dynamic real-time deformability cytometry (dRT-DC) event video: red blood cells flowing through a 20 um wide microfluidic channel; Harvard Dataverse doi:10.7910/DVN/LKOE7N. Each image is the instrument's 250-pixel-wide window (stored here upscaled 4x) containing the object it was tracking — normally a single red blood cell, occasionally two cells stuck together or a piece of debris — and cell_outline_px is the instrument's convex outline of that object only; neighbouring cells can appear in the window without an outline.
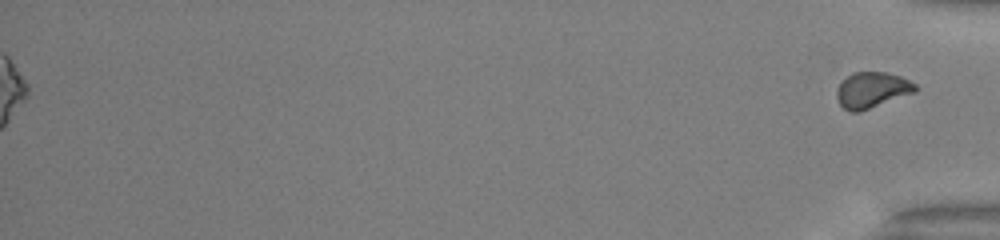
{"species": "common noctule bat (a hibernating species)", "species_latin": "Nyctalus noctula", "temperature_condition": "warm", "stored_images_in_passage": 50, "segment_of_instrument_passage": [2, 2], "camera_frame_rate_fps": 3000, "um_per_image_px": 0.085, "animal": {"sex": "male", "body_mass_g": 13.0, "forearm_length_mm": 53.1}, "frame": {"image": 1, "passage_image": 50, "time_ms": 16.333, "image_size_px": [1000, 240], "cell_outline_px": [[920, 88], [916, 92], [860, 112], [848, 112], [840, 104], [836, 96], [836, 88], [852, 72], [888, 72], [900, 76], [916, 84]], "centroid_in_image_um": [74.14, 7.66], "position_along_channel_um": 361.1, "area_um2": 16.59}}